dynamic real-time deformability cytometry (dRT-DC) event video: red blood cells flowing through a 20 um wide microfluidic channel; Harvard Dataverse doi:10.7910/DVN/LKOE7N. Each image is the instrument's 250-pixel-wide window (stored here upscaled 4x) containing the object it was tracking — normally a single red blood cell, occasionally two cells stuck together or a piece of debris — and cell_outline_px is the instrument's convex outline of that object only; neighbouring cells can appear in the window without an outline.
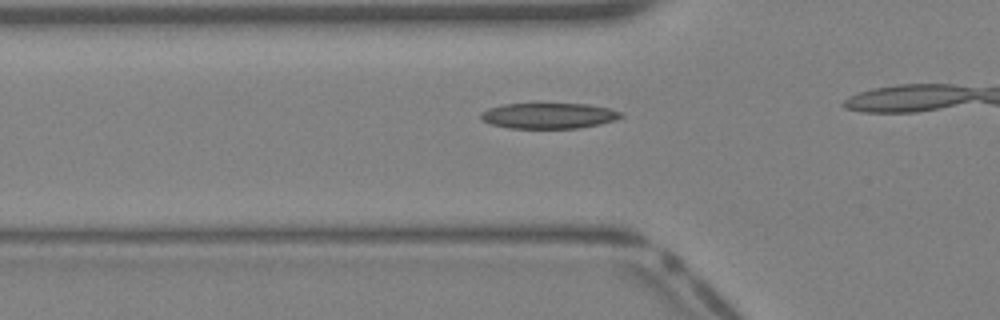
{"species": "Egyptian fruit bat (a non-hibernating species)", "species_latin": "Rousettus aegyptiacus", "temperature_condition": "warm", "stored_images_in_passage": 8, "camera_frame_rate_fps": 3000, "um_per_image_px": 0.085, "animal": {"sex": "female"}, "frame": {"image": 1, "passage_image": 4, "time_ms": 1.0, "image_size_px": [1000, 320], "cell_outline_px": [[624, 116], [616, 120], [600, 124], [580, 128], [508, 128], [492, 124], [484, 120], [480, 116], [480, 112], [488, 108], [504, 104], [588, 104], [612, 108], [624, 112]], "centroid_in_image_um": [46.71, 9.83], "position_along_channel_um": 79.1, "area_um2": 21.1}}
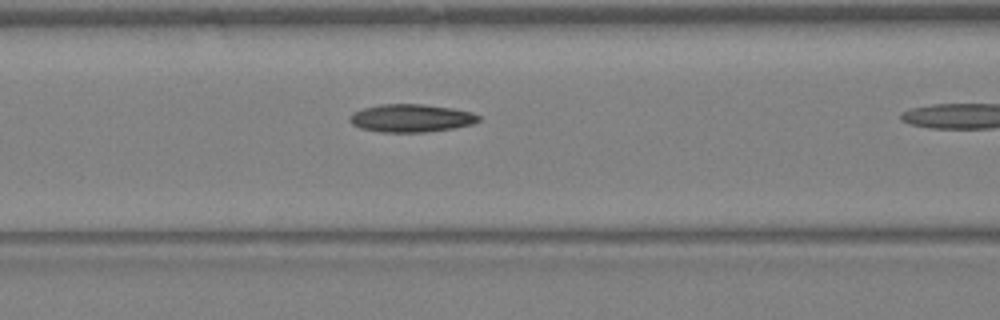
{"frame": {"image": 2, "passage_image": 7, "time_ms": 2.0, "image_size_px": [1000, 320], "cell_outline_px": [[480, 120], [472, 124], [452, 128], [424, 132], [380, 132], [360, 128], [352, 124], [348, 120], [352, 112], [364, 108], [380, 104], [420, 104], [452, 108], [472, 112], [480, 116]], "centroid_in_image_um": [34.92, 10.04], "position_along_channel_um": 131.7, "area_um2": 20.92}}